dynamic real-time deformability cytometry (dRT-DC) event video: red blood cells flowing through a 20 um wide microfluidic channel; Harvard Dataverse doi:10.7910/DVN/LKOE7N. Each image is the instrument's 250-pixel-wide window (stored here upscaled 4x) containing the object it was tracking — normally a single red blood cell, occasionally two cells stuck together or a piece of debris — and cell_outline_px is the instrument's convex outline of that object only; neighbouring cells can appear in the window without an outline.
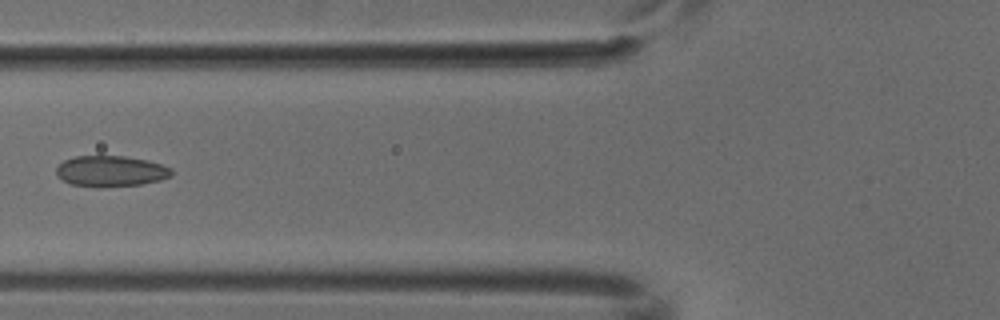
{"species": "common noctule bat (a hibernating species)", "species_latin": "Nyctalus noctula", "temperature_condition": "cold", "stored_images_in_passage": 6, "camera_frame_rate_fps": 3000, "um_per_image_px": 0.085, "animal": {"sex": "male", "body_mass_g": 18.8}, "frame": {"image": 1, "passage_image": 5, "time_ms": 1.333, "image_size_px": [1000, 320], "cell_outline_px": [[172, 176], [160, 180], [140, 184], [100, 188], [72, 184], [64, 180], [56, 172], [56, 168], [64, 160], [76, 156], [124, 156], [148, 160], [172, 168]], "centroid_in_image_um": [9.44, 14.55], "position_along_channel_um": 116.4, "area_um2": 20.69}}
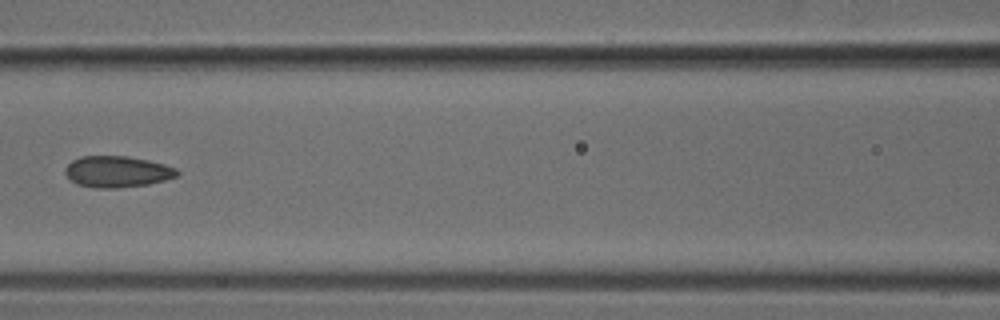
{"frame": {"image": 2, "passage_image": 6, "time_ms": 1.667, "image_size_px": [1000, 320], "cell_outline_px": [[180, 176], [148, 184], [116, 188], [96, 188], [76, 184], [64, 172], [64, 168], [72, 160], [80, 156], [128, 156], [148, 160], [164, 164], [176, 168], [180, 172]], "centroid_in_image_um": [9.97, 14.59], "position_along_channel_um": 156.6, "area_um2": 20.52}}